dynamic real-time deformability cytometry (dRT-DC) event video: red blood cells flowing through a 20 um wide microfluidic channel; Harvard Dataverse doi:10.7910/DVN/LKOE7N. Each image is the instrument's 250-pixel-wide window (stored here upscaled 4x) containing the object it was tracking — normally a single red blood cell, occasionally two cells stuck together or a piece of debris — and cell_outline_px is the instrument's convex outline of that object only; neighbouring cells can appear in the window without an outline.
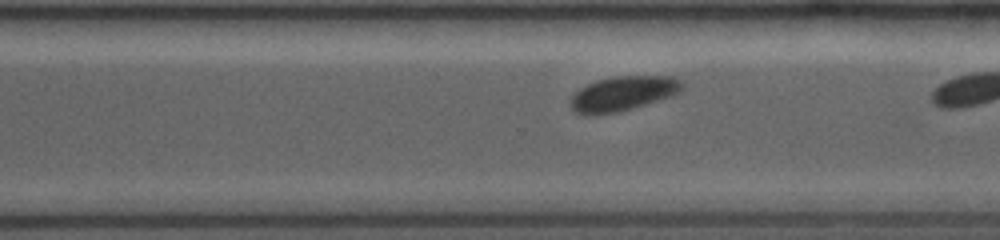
{"species": "common noctule bat (a hibernating species)", "species_latin": "Nyctalus noctula", "temperature_condition": "room temperature", "stored_images_in_passage": 39, "camera_frame_rate_fps": 4000, "um_per_image_px": 0.085, "animal": {"sex": "female", "body_mass_g": 19.0, "forearm_length_mm": 53.3}, "frame": {"image": 1, "passage_image": 28, "time_ms": 6.75, "image_size_px": [1000, 240], "cell_outline_px": [[684, 84], [676, 92], [668, 96], [632, 108], [616, 112], [592, 116], [584, 116], [576, 112], [572, 108], [572, 96], [580, 88], [588, 84], [600, 80], [616, 76], [672, 76], [680, 80]], "centroid_in_image_um": [52.9, 7.96], "position_along_channel_um": 317.7, "area_um2": 21.96}, "authors_computed_cell_mechanics": {"area_um2": 22.4264, "velocity_mm_per_s": 4.0211, "shape_relaxation_time_tau1_ms": 1.1915, "shape_relaxation_time_tau2_ms": null, "deformation_change_tau1": 0.046, "deformation_change_tau2": null}}